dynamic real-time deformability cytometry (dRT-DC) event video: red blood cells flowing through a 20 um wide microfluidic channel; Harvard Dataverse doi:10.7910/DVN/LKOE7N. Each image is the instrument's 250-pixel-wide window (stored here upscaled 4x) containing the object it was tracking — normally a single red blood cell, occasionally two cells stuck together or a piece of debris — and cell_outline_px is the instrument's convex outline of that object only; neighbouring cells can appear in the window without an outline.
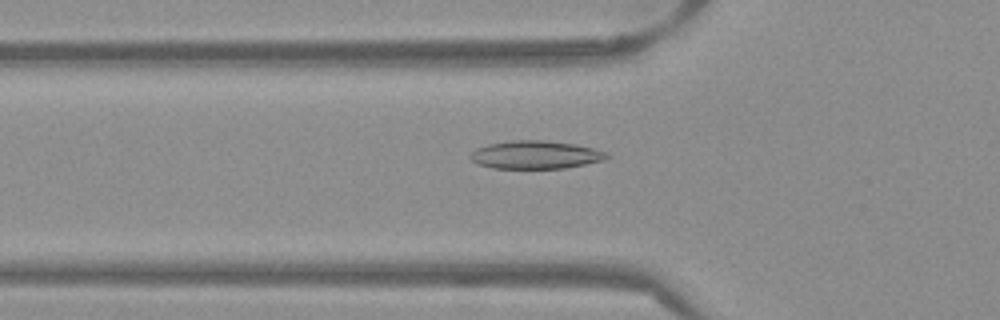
{"species": "Egyptian fruit bat (a non-hibernating species)", "species_latin": "Rousettus aegyptiacus", "temperature_condition": "warm", "stored_images_in_passage": 52, "camera_frame_rate_fps": 3000, "um_per_image_px": 0.085, "frame": {"image": 1, "passage_image": 18, "time_ms": 5.667, "image_size_px": [1000, 320], "cell_outline_px": [[612, 156], [604, 160], [564, 168], [492, 168], [480, 164], [472, 160], [468, 156], [476, 148], [488, 144], [508, 140], [544, 140], [576, 144], [608, 152]], "centroid_in_image_um": [45.54, 13.14], "position_along_channel_um": 80.3, "area_um2": 22.37}}
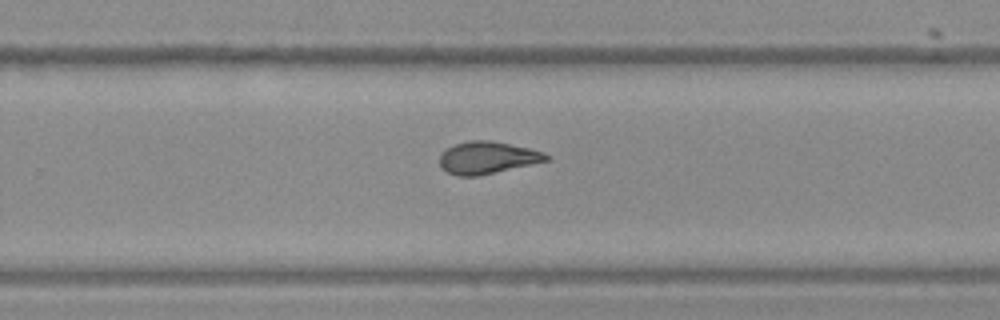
{"frame": {"image": 2, "passage_image": 34, "time_ms": 11.0, "image_size_px": [1000, 320], "cell_outline_px": [[552, 160], [476, 176], [456, 176], [440, 168], [440, 156], [452, 144], [468, 140], [488, 140], [528, 148], [544, 152], [552, 156]], "centroid_in_image_um": [41.45, 13.4], "position_along_channel_um": 288.4, "area_um2": 20.06}}
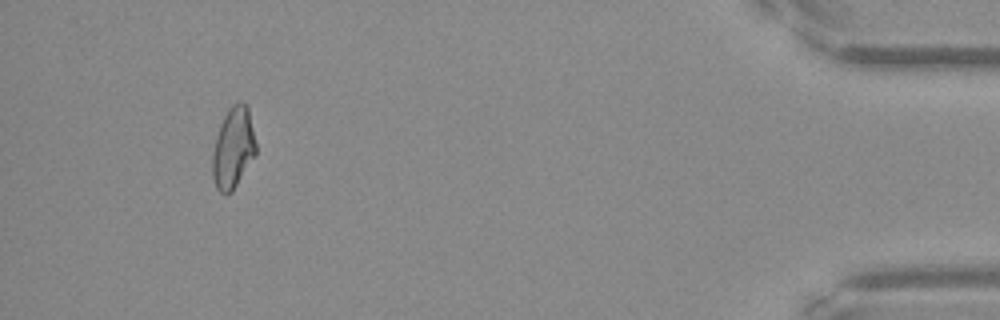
{"frame": {"image": 3, "passage_image": 49, "time_ms": 16.0, "image_size_px": [1000, 320], "cell_outline_px": [[256, 156], [232, 192], [224, 196], [216, 188], [212, 176], [212, 152], [216, 136], [220, 124], [228, 108], [232, 104], [240, 100], [244, 100], [248, 108], [256, 144]], "centroid_in_image_um": [19.82, 12.59], "position_along_channel_um": 415.4, "area_um2": 20.98}, "authors_computed_cell_mechanics": {"area_um2": 20.7502, "velocity_mm_per_s": 3.8844, "shape_relaxation_time_tau1_ms": 8.254, "shape_relaxation_time_tau2_ms": 2.7845, "deformation_change_tau1": 0.1993, "deformation_change_tau2": 0.0798}}